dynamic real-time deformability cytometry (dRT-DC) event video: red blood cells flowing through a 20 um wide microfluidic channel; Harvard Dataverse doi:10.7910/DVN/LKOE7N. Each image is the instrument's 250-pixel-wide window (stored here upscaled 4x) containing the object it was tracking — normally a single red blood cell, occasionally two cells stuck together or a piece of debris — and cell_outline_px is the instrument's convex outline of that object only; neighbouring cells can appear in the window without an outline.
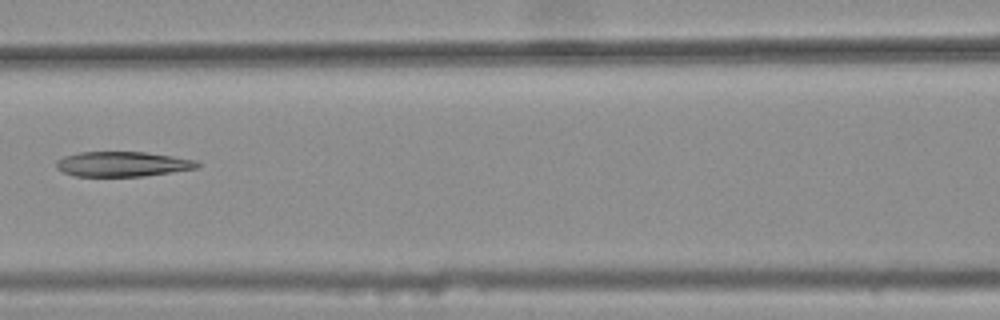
{"species": "common noctule bat (a hibernating species)", "species_latin": "Nyctalus noctula", "temperature_condition": "warm", "stored_images_in_passage": 4, "camera_frame_rate_fps": 3000, "um_per_image_px": 0.085, "animal": {"sex": "female", "body_mass_g": 25.1}, "frame": {"image": 1, "passage_image": 4, "time_ms": 1.0, "image_size_px": [1000, 320], "cell_outline_px": [[200, 168], [144, 176], [72, 176], [56, 168], [56, 160], [64, 156], [80, 152], [144, 152], [172, 156], [196, 160], [200, 164]], "centroid_in_image_um": [10.42, 13.95], "position_along_channel_um": 156.2, "area_um2": 20.58}}